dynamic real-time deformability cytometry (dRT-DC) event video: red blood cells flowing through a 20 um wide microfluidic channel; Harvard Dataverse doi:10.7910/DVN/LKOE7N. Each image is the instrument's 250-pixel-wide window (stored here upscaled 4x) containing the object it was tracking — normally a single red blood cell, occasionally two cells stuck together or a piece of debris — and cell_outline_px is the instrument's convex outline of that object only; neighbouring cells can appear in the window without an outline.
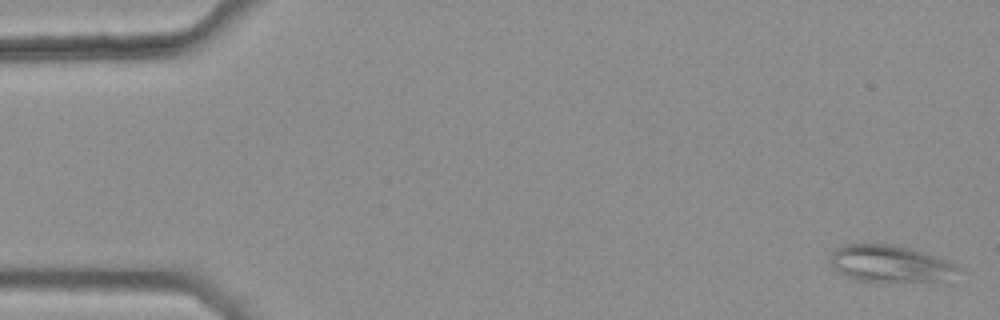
{"species": "common noctule bat (a hibernating species)", "species_latin": "Nyctalus noctula", "temperature_condition": "warm", "stored_images_in_passage": 44, "camera_frame_rate_fps": 3000, "um_per_image_px": 0.085, "animal": {"sex": "female", "body_mass_g": 25.1}, "frame": {"image": 1, "passage_image": 1, "time_ms": 0.0, "image_size_px": [1000, 320], "cell_outline_px": [[964, 272], [936, 280], [880, 284], [856, 280], [840, 272], [828, 260], [828, 256], [840, 244], [896, 244], [912, 248], [948, 260], [964, 268]], "centroid_in_image_um": [75.68, 22.42], "position_along_channel_um": 9.3, "area_um2": 28.38}}
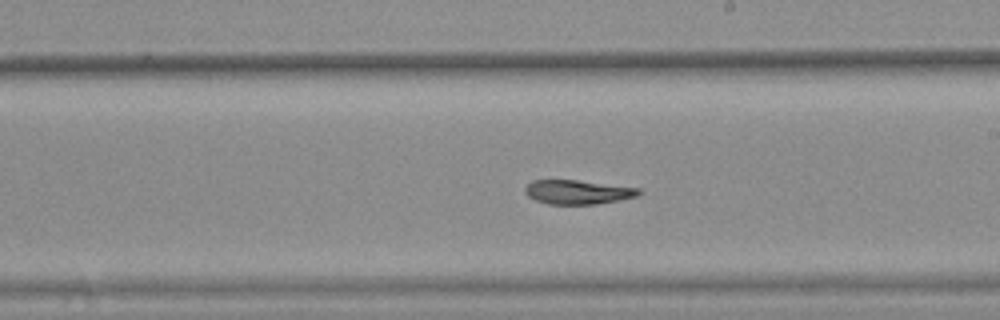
{"frame": {"image": 2, "passage_image": 30, "time_ms": 9.667, "image_size_px": [1000, 320], "cell_outline_px": [[640, 192], [636, 196], [596, 204], [548, 204], [536, 200], [528, 196], [524, 192], [524, 188], [532, 180], [576, 180], [640, 188]], "centroid_in_image_um": [49.05, 16.32], "position_along_channel_um": 239.9, "area_um2": 15.78}}
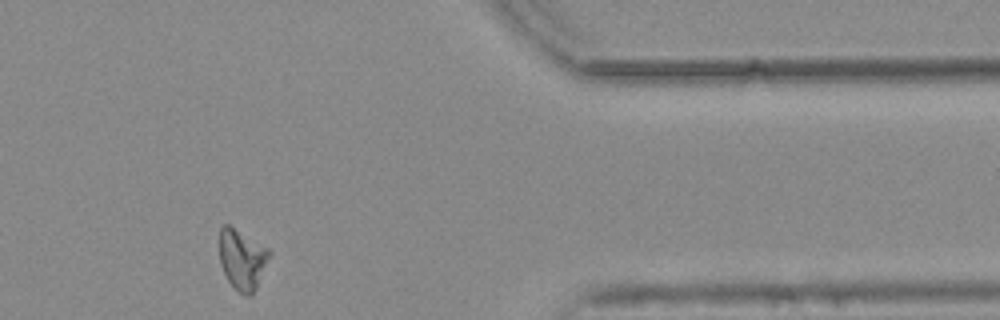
{"frame": {"image": 3, "passage_image": 44, "time_ms": 14.333, "image_size_px": [1000, 320], "cell_outline_px": [[272, 252], [256, 288], [248, 296], [240, 292], [228, 280], [220, 264], [220, 228], [224, 224], [228, 224], [268, 248]], "centroid_in_image_um": [20.59, 22.01], "position_along_channel_um": 390.8, "area_um2": 17.17}, "authors_computed_cell_mechanics": {"area_um2": 17.5423, "velocity_mm_per_s": 3.7462, "shape_relaxation_time_tau1_ms": null, "shape_relaxation_time_tau2_ms": 10.3663, "deformation_change_tau1": null, "deformation_change_tau2": 0.1467}}